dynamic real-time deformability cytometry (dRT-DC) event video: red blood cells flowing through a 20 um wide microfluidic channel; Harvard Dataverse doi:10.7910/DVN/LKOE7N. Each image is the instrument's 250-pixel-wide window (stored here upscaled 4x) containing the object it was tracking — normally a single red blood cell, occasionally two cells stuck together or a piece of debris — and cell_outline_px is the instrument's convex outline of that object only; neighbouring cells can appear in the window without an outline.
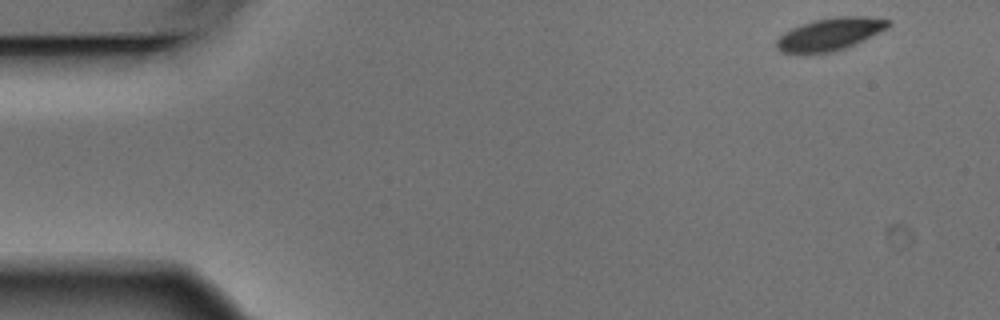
{"species": "Egyptian fruit bat (a non-hibernating species)", "species_latin": "Rousettus aegyptiacus", "temperature_condition": "warm", "stored_images_in_passage": 4, "camera_frame_rate_fps": 3000, "um_per_image_px": 0.085, "animal": {"sex": "male"}, "frame": {"image": 1, "passage_image": 1, "time_ms": 0.0, "image_size_px": [1000, 320], "cell_outline_px": [[892, 24], [888, 28], [844, 48], [832, 52], [780, 52], [776, 48], [776, 40], [784, 32], [792, 28], [812, 20], [836, 16], [868, 16], [892, 20]], "centroid_in_image_um": [70.57, 2.87], "position_along_channel_um": 14.4, "area_um2": 20.92}}
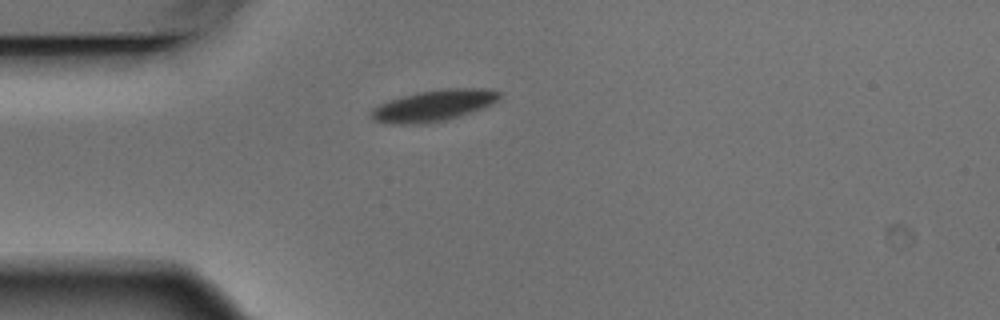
{"frame": {"image": 2, "passage_image": 4, "time_ms": 1.0, "image_size_px": [1000, 320], "cell_outline_px": [[500, 96], [492, 104], [484, 108], [460, 116], [444, 120], [424, 124], [384, 124], [372, 120], [368, 116], [368, 112], [372, 108], [380, 104], [416, 92], [444, 88], [484, 88], [500, 92]], "centroid_in_image_um": [36.8, 8.99], "position_along_channel_um": 48.2, "area_um2": 23.58}}